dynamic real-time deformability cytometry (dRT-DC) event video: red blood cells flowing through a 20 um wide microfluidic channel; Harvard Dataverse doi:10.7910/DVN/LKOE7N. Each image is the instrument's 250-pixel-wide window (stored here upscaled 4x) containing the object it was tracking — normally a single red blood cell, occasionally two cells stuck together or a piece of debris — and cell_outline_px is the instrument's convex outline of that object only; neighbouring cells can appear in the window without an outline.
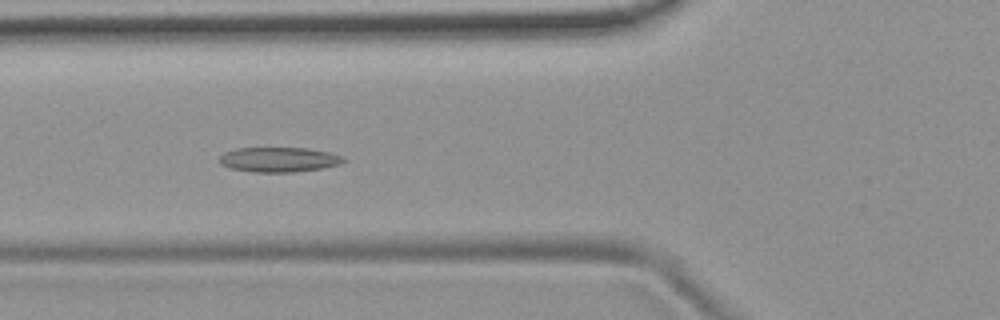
{"species": "common noctule bat (a hibernating species)", "species_latin": "Nyctalus noctula", "temperature_condition": "room temperature", "stored_images_in_passage": 56, "camera_frame_rate_fps": 3000, "um_per_image_px": 0.085, "animal": {"sex": "female", "body_mass_g": 19.9}, "frame": {"image": 1, "passage_image": 21, "time_ms": 6.667, "image_size_px": [1000, 320], "cell_outline_px": [[348, 160], [340, 164], [324, 168], [292, 172], [252, 172], [232, 168], [220, 164], [220, 156], [224, 152], [236, 148], [308, 148], [328, 152], [344, 156]], "centroid_in_image_um": [23.75, 13.56], "position_along_channel_um": 102.1, "area_um2": 18.03}}
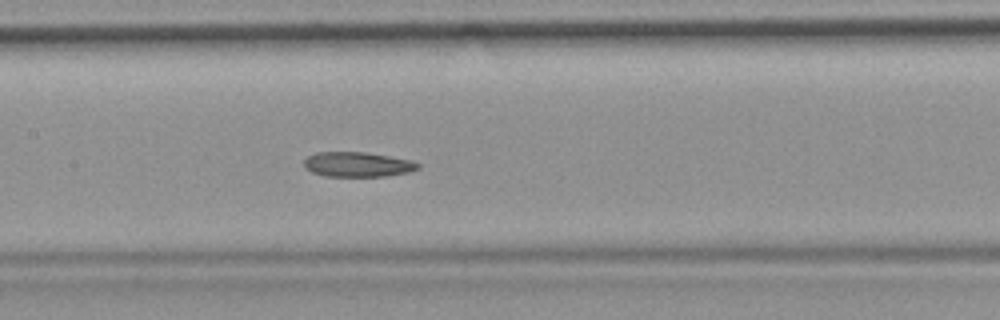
{"frame": {"image": 2, "passage_image": 27, "time_ms": 8.667, "image_size_px": [1000, 320], "cell_outline_px": [[420, 168], [408, 172], [388, 176], [324, 176], [312, 172], [304, 168], [304, 160], [308, 156], [316, 152], [364, 152], [412, 160], [420, 164]], "centroid_in_image_um": [30.39, 13.98], "position_along_channel_um": 177.0, "area_um2": 16.53}}
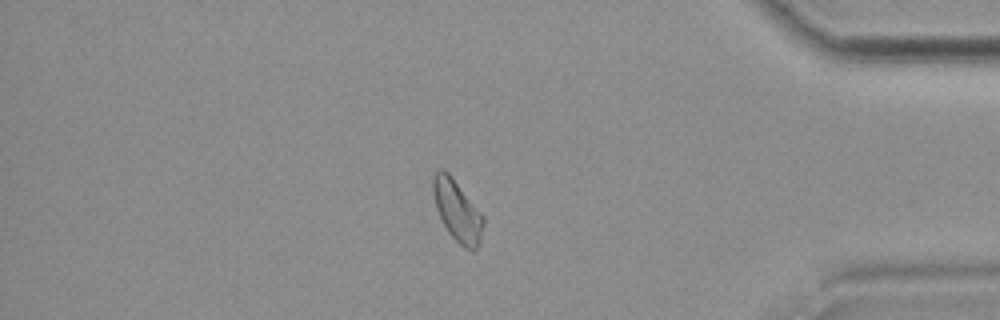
{"frame": {"image": 3, "passage_image": 47, "time_ms": 15.333, "image_size_px": [1000, 320], "cell_outline_px": [[484, 224], [480, 240], [476, 248], [464, 248], [448, 232], [436, 208], [432, 192], [432, 176], [440, 168], [444, 168], [448, 172], [484, 216]], "centroid_in_image_um": [38.85, 17.87], "position_along_channel_um": 396.4, "area_um2": 17.69}, "authors_computed_cell_mechanics": {"area_um2": 18.0625, "velocity_mm_per_s": 3.7458, "shape_relaxation_time_tau1_ms": null, "shape_relaxation_time_tau2_ms": 3.5726, "deformation_change_tau1": null, "deformation_change_tau2": 0.0958}}